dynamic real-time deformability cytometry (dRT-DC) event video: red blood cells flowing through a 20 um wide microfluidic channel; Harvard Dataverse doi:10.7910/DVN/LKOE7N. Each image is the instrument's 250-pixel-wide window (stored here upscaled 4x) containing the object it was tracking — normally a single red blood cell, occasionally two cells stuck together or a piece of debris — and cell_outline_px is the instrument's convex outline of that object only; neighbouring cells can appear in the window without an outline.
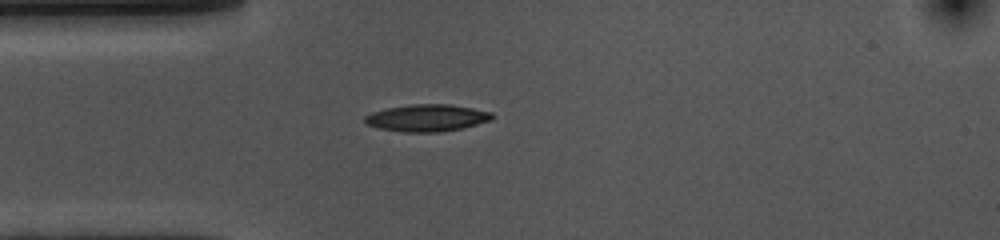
{"species": "common noctule bat (a hibernating species)", "species_latin": "Nyctalus noctula", "temperature_condition": "cold", "stored_images_in_passage": 42, "camera_frame_rate_fps": 3000, "um_per_image_px": 0.085, "animal": {"sex": "female", "body_mass_g": 10.0, "forearm_length_mm": 53.1}, "frame": {"image": 1, "passage_image": 1, "time_ms": 0.0, "image_size_px": [1000, 240], "cell_outline_px": [[496, 116], [492, 120], [460, 128], [440, 132], [404, 132], [380, 128], [368, 124], [364, 120], [364, 116], [372, 112], [384, 108], [412, 104], [452, 104], [492, 112]], "centroid_in_image_um": [36.31, 10.01], "position_along_channel_um": 48.7, "area_um2": 20.06}}
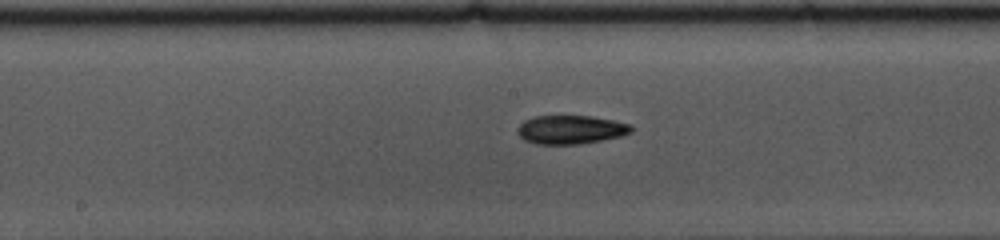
{"frame": {"image": 2, "passage_image": 14, "time_ms": 4.333, "image_size_px": [1000, 240], "cell_outline_px": [[632, 132], [620, 136], [580, 144], [536, 144], [524, 140], [516, 132], [516, 128], [524, 120], [536, 116], [592, 116], [632, 124]], "centroid_in_image_um": [48.48, 11.02], "position_along_channel_um": 199.7, "area_um2": 19.02}}
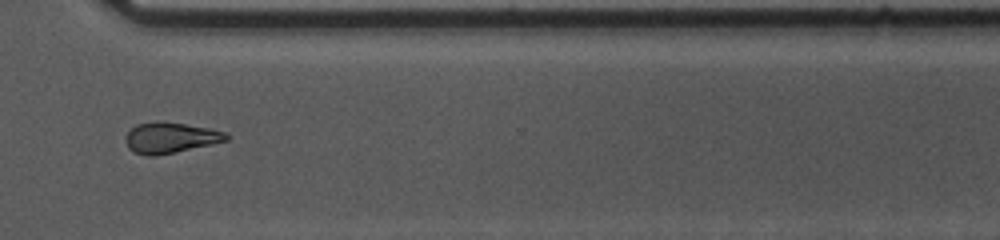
{"frame": {"image": 3, "passage_image": 27, "time_ms": 8.667, "image_size_px": [1000, 240], "cell_outline_px": [[232, 136], [228, 140], [212, 144], [176, 152], [152, 156], [148, 156], [132, 152], [128, 148], [124, 140], [128, 132], [136, 124], [156, 120], [160, 120], [208, 128], [228, 132]], "centroid_in_image_um": [14.48, 11.7], "position_along_channel_um": 356.1, "area_um2": 18.32}, "authors_computed_cell_mechanics": {"area_um2": 18.9295, "velocity_mm_per_s": 3.6221, "shape_relaxation_time_tau1_ms": 3.98, "shape_relaxation_time_tau2_ms": 10.5309, "deformation_change_tau1": 0.1293, "deformation_change_tau2": 0.203}}